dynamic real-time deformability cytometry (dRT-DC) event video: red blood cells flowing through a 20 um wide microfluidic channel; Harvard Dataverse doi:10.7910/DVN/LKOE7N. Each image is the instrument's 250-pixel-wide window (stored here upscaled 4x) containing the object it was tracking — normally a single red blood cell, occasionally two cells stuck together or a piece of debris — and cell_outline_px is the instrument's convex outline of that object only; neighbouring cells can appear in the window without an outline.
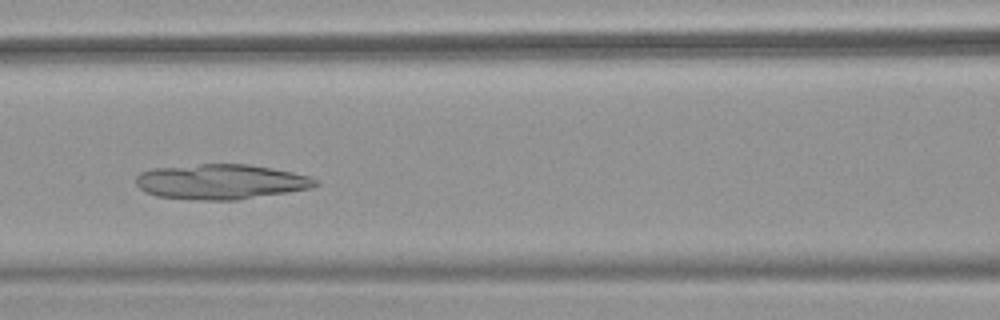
{"species": "common noctule bat (a hibernating species)", "species_latin": "Nyctalus noctula", "temperature_condition": "warm", "stored_images_in_passage": 49, "camera_frame_rate_fps": 3000, "um_per_image_px": 0.085, "animal": {"sex": "female", "body_mass_g": 18.4}, "frame": {"image": 1, "passage_image": 20, "time_ms": 6.333, "image_size_px": [1000, 320], "cell_outline_px": [[320, 184], [312, 188], [288, 192], [236, 200], [200, 200], [156, 196], [144, 192], [136, 184], [136, 176], [140, 172], [152, 168], [200, 164], [248, 164], [272, 168], [292, 172], [308, 176], [320, 180]], "centroid_in_image_um": [18.78, 15.44], "position_along_channel_um": 147.8, "area_um2": 36.88}}
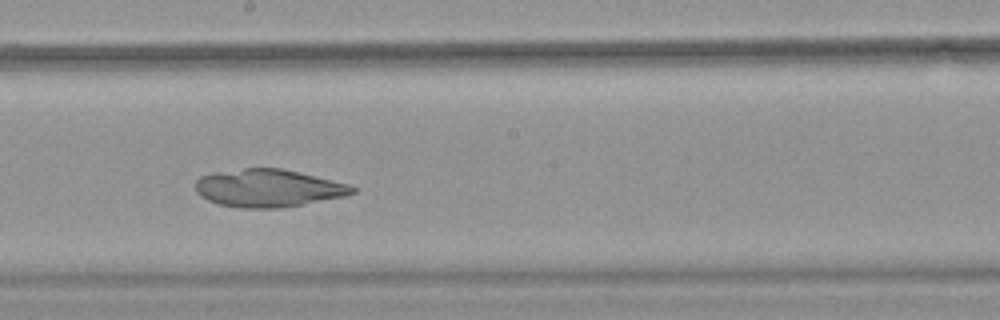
{"frame": {"image": 2, "passage_image": 26, "time_ms": 8.333, "image_size_px": [1000, 320], "cell_outline_px": [[356, 192], [344, 196], [280, 208], [240, 208], [216, 204], [200, 196], [196, 192], [196, 180], [200, 176], [216, 172], [244, 168], [280, 168], [348, 184], [356, 188]], "centroid_in_image_um": [22.74, 16.0], "position_along_channel_um": 225.5, "area_um2": 34.22}}
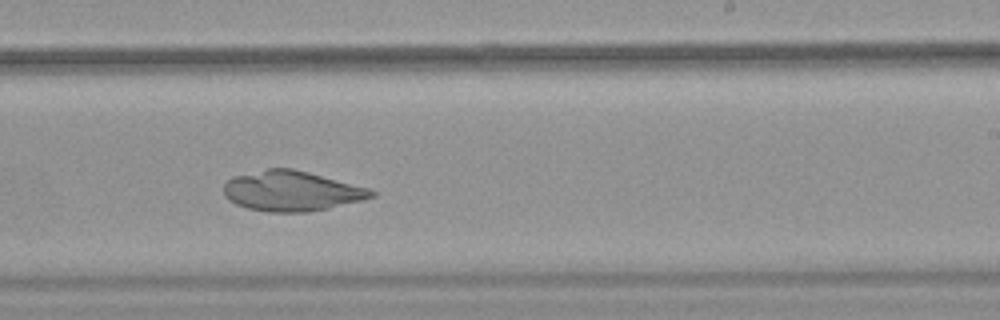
{"frame": {"image": 3, "passage_image": 29, "time_ms": 9.333, "image_size_px": [1000, 320], "cell_outline_px": [[376, 196], [328, 208], [308, 212], [268, 212], [248, 208], [236, 204], [228, 200], [224, 196], [224, 184], [232, 176], [268, 168], [292, 168], [308, 172], [368, 188], [376, 192]], "centroid_in_image_um": [24.74, 16.23], "position_along_channel_um": 264.3, "area_um2": 34.33}}